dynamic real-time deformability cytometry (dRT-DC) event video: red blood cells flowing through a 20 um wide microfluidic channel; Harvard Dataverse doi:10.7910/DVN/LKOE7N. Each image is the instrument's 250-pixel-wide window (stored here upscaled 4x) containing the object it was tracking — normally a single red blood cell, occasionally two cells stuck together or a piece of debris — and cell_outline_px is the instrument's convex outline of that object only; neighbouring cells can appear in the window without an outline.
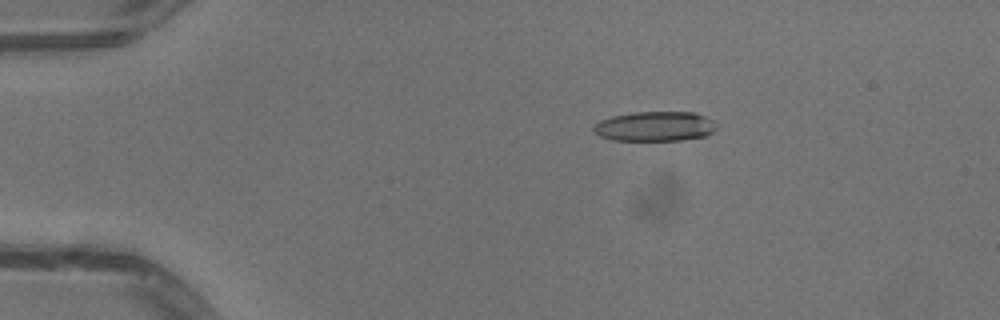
{"species": "common noctule bat (a hibernating species)", "species_latin": "Nyctalus noctula", "temperature_condition": "warm", "stored_images_in_passage": 35, "camera_frame_rate_fps": 3000, "um_per_image_px": 0.085, "animal": {"sex": "male", "body_mass_g": 13.3}, "frame": {"image": 1, "passage_image": 1, "time_ms": 0.0, "image_size_px": [1000, 320], "cell_outline_px": [[716, 128], [712, 132], [704, 136], [680, 140], [612, 140], [600, 136], [592, 128], [600, 120], [612, 116], [632, 112], [696, 112], [712, 120], [716, 124]], "centroid_in_image_um": [55.67, 10.73], "position_along_channel_um": 29.3, "area_um2": 21.21}}
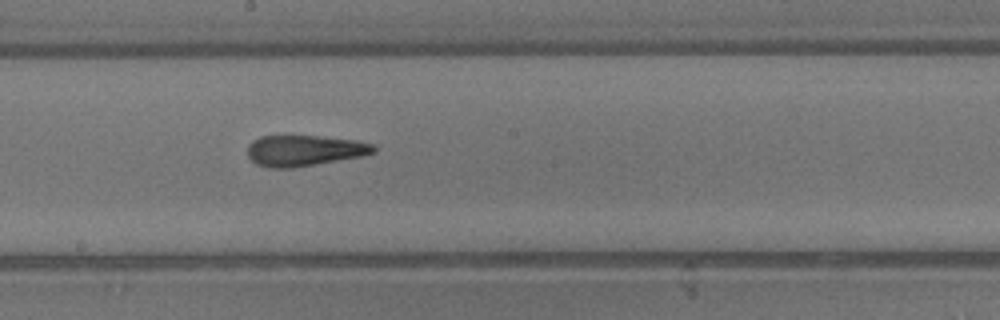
{"frame": {"image": 2, "passage_image": 20, "time_ms": 6.333, "image_size_px": [1000, 320], "cell_outline_px": [[376, 152], [364, 156], [292, 168], [268, 168], [256, 164], [248, 156], [248, 144], [252, 140], [260, 136], [316, 136], [356, 140], [376, 144]], "centroid_in_image_um": [25.89, 12.8], "position_along_channel_um": 222.3, "area_um2": 22.89}}
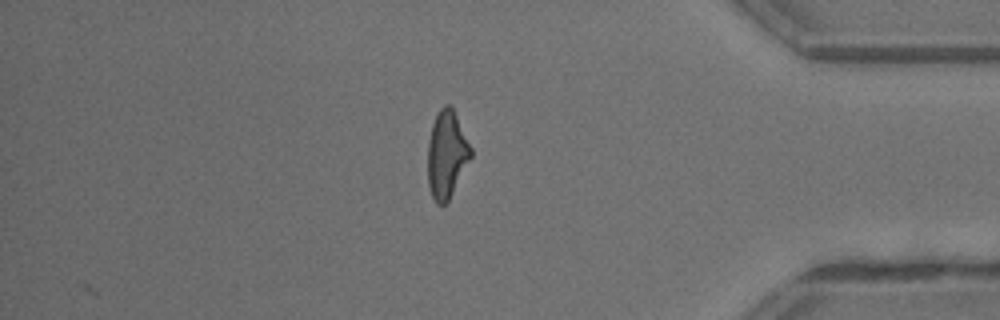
{"frame": {"image": 3, "passage_image": 35, "time_ms": 11.333, "image_size_px": [1000, 320], "cell_outline_px": [[472, 156], [448, 200], [444, 204], [436, 204], [432, 196], [428, 184], [428, 140], [432, 124], [440, 108], [444, 104], [448, 104], [452, 108], [472, 148]], "centroid_in_image_um": [37.96, 13.12], "position_along_channel_um": 397.2, "area_um2": 21.62}, "authors_computed_cell_mechanics": {"area_um2": 22.7732, "velocity_mm_per_s": 4.1008, "shape_relaxation_time_tau1_ms": null, "shape_relaxation_time_tau2_ms": 2.2661, "deformation_change_tau1": null, "deformation_change_tau2": 0.129}}